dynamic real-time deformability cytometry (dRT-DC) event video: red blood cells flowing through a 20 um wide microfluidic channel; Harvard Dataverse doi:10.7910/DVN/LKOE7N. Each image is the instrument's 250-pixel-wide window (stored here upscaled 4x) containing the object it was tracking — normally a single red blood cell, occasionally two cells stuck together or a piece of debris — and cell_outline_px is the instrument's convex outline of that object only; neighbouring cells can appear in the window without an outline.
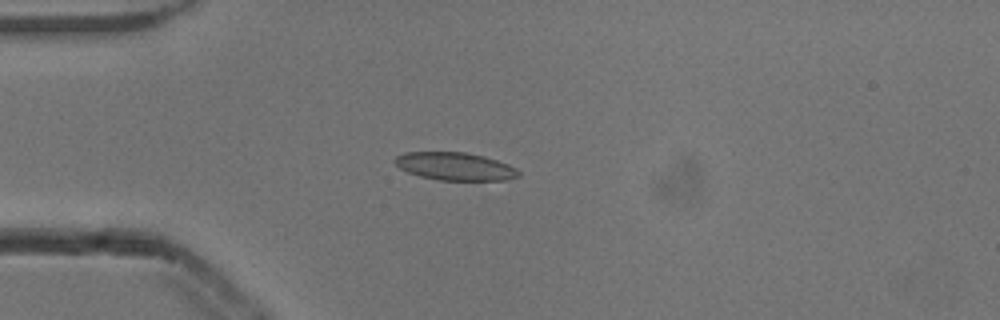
{"species": "common noctule bat (a hibernating species)", "species_latin": "Nyctalus noctula", "temperature_condition": "cold", "stored_images_in_passage": 52, "camera_frame_rate_fps": 3000, "um_per_image_px": 0.085, "animal": {"sex": "male", "body_mass_g": 13.3}, "frame": {"image": 1, "passage_image": 13, "time_ms": 4.0, "image_size_px": [1000, 320], "cell_outline_px": [[520, 176], [504, 180], [440, 180], [420, 176], [408, 172], [400, 168], [392, 160], [396, 156], [404, 152], [464, 152], [484, 156], [508, 164], [516, 168], [520, 172]], "centroid_in_image_um": [38.67, 14.13], "position_along_channel_um": 46.3, "area_um2": 20.06}}
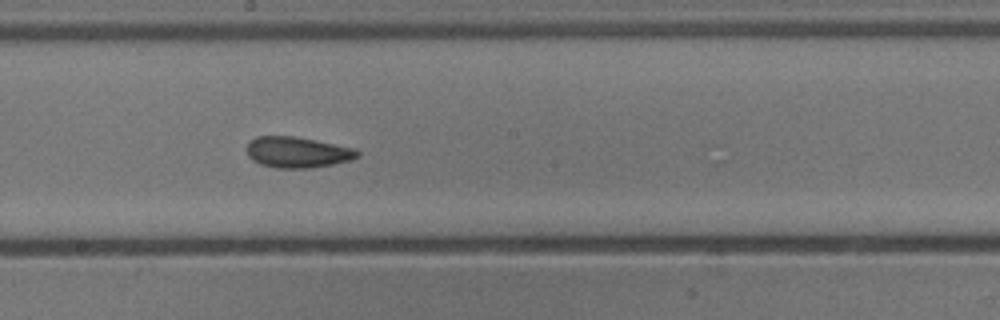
{"frame": {"image": 2, "passage_image": 28, "time_ms": 9.0, "image_size_px": [1000, 320], "cell_outline_px": [[360, 156], [348, 160], [332, 164], [312, 168], [276, 168], [260, 164], [252, 160], [248, 156], [248, 140], [256, 136], [292, 136], [316, 140], [356, 148], [360, 152]], "centroid_in_image_um": [25.28, 12.94], "position_along_channel_um": 222.9, "area_um2": 20.0}}
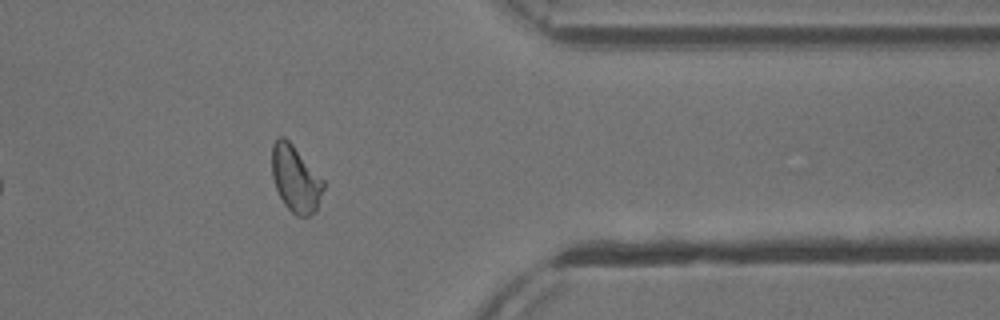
{"frame": {"image": 3, "passage_image": 42, "time_ms": 13.667, "image_size_px": [1000, 320], "cell_outline_px": [[324, 188], [316, 212], [308, 216], [296, 216], [284, 204], [276, 188], [272, 176], [272, 144], [276, 136], [284, 136], [292, 144], [324, 180]], "centroid_in_image_um": [25.12, 15.19], "position_along_channel_um": 386.3, "area_um2": 20.0}, "authors_computed_cell_mechanics": {"area_um2": 19.7965, "velocity_mm_per_s": 3.853, "shape_relaxation_time_tau1_ms": 4.4164, "shape_relaxation_time_tau2_ms": 2.728, "deformation_change_tau1": 0.1304, "deformation_change_tau2": 0.0999}}